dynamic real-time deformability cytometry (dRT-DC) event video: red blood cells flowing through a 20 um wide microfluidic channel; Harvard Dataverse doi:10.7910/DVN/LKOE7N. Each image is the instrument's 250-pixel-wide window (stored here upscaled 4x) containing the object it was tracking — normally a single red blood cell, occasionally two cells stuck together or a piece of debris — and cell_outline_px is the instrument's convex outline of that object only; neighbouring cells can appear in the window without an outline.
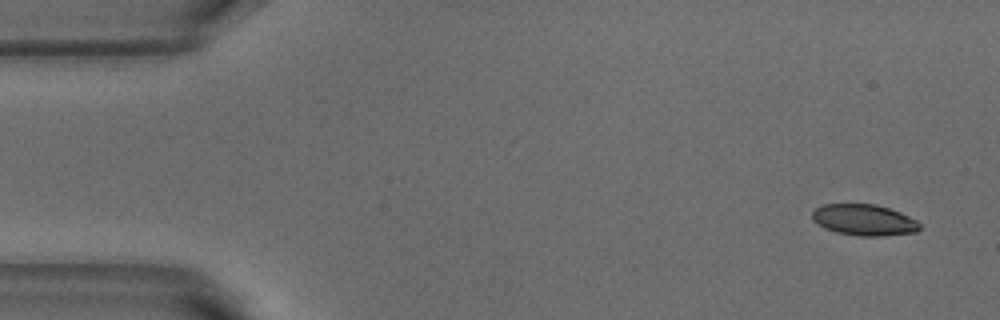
{"species": "common noctule bat (a hibernating species)", "species_latin": "Nyctalus noctula", "temperature_condition": "warm", "stored_images_in_passage": 5, "camera_frame_rate_fps": 3000, "um_per_image_px": 0.085, "animal": {"sex": "male", "body_mass_g": 18.8}, "frame": {"image": 1, "passage_image": 1, "time_ms": 0.0, "image_size_px": [1000, 320], "cell_outline_px": [[920, 228], [916, 232], [880, 236], [860, 236], [836, 232], [824, 228], [812, 220], [812, 212], [816, 208], [824, 204], [876, 204], [900, 212], [916, 220], [920, 224]], "centroid_in_image_um": [73.43, 18.69], "position_along_channel_um": 11.6, "area_um2": 19.48}}
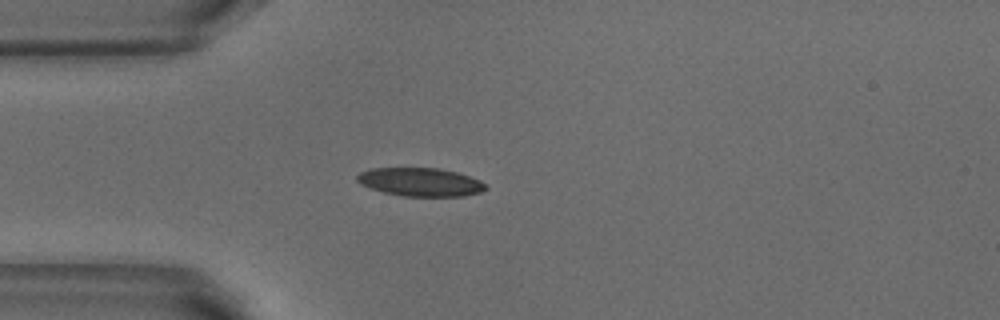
{"frame": {"image": 2, "passage_image": 4, "time_ms": 1.0, "image_size_px": [1000, 320], "cell_outline_px": [[488, 188], [480, 192], [464, 196], [404, 196], [384, 192], [360, 184], [356, 180], [356, 176], [360, 172], [372, 168], [440, 168], [456, 172], [480, 180]], "centroid_in_image_um": [35.72, 15.47], "position_along_channel_um": 49.3, "area_um2": 21.15}}